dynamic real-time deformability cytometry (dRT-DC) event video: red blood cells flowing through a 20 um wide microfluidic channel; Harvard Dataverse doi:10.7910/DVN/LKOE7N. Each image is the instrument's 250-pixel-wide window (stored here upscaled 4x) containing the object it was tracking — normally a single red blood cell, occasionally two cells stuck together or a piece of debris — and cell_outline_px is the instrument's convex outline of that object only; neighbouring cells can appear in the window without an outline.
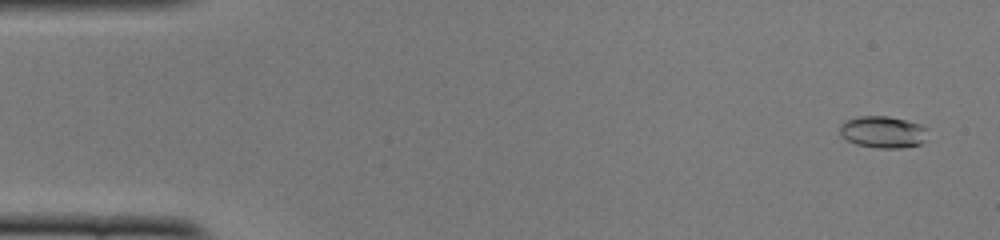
{"species": "common noctule bat (a hibernating species)", "species_latin": "Nyctalus noctula", "temperature_condition": "cold", "stored_images_in_passage": 52, "camera_frame_rate_fps": 3000, "um_per_image_px": 0.085, "animal": {"sex": "female", "body_mass_g": 22.0, "forearm_length_mm": 56.7}, "frame": {"image": 1, "passage_image": 3, "time_ms": 0.667, "image_size_px": [1000, 240], "cell_outline_px": [[928, 140], [920, 144], [900, 148], [876, 148], [856, 144], [848, 140], [840, 132], [840, 124], [844, 120], [860, 116], [888, 116], [920, 124], [928, 128]], "centroid_in_image_um": [75.1, 11.22], "position_along_channel_um": 9.9, "area_um2": 16.47}}
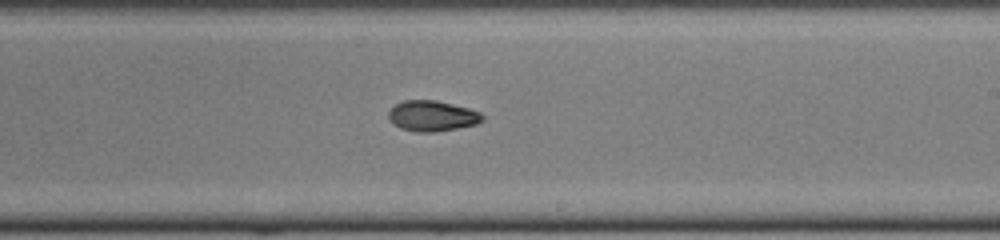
{"frame": {"image": 2, "passage_image": 31, "time_ms": 10.0, "image_size_px": [1000, 240], "cell_outline_px": [[484, 120], [476, 124], [436, 132], [416, 132], [400, 128], [392, 124], [388, 120], [388, 112], [396, 104], [404, 100], [436, 100], [468, 108], [480, 112], [484, 116]], "centroid_in_image_um": [36.71, 9.86], "position_along_channel_um": 252.3, "area_um2": 16.82}}
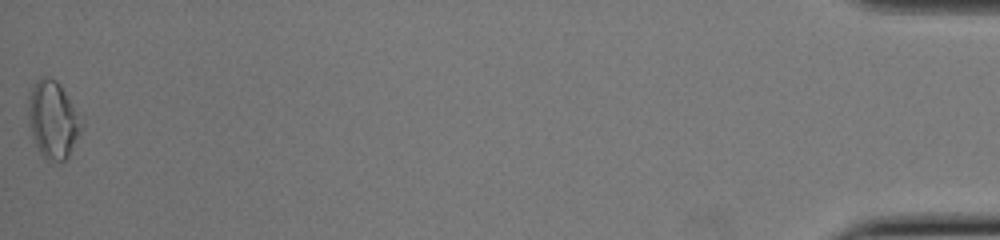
{"frame": {"image": 3, "passage_image": 52, "time_ms": 17.0, "image_size_px": [1000, 240], "cell_outline_px": [[84, 124], [68, 156], [64, 160], [48, 160], [40, 152], [32, 136], [28, 124], [28, 96], [36, 80], [40, 76], [48, 76], [56, 80], [72, 104]], "centroid_in_image_um": [4.47, 10.14], "position_along_channel_um": 430.7, "area_um2": 23.58}, "authors_computed_cell_mechanics": {"area_um2": 16.5308, "velocity_mm_per_s": 3.9236, "shape_relaxation_time_tau1_ms": 3.9241, "shape_relaxation_time_tau2_ms": 3.3495, "deformation_change_tau1": 0.1436, "deformation_change_tau2": 0.0848}}